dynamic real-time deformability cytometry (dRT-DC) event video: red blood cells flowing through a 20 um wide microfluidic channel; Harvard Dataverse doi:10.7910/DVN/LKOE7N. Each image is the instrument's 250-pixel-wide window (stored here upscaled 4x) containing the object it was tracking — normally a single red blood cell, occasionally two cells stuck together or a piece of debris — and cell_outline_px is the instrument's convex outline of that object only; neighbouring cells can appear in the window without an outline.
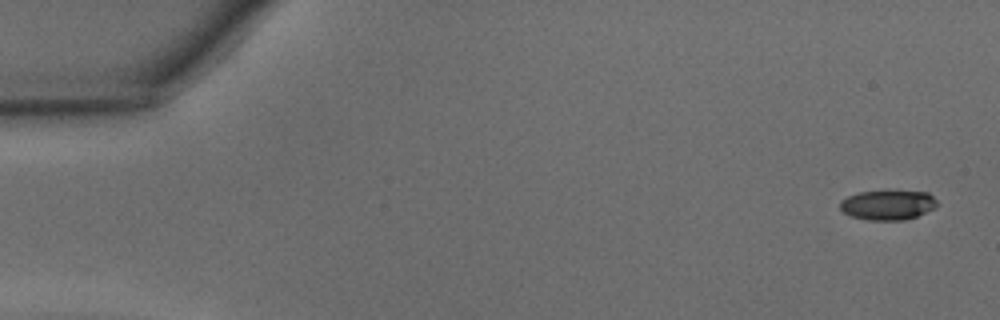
{"species": "common noctule bat (a hibernating species)", "species_latin": "Nyctalus noctula", "temperature_condition": "warm", "stored_images_in_passage": 46, "camera_frame_rate_fps": 3000, "um_per_image_px": 0.085, "animal": {"sex": "male", "body_mass_g": 15.6}, "frame": {"image": 1, "passage_image": 1, "time_ms": 0.0, "image_size_px": [1000, 320], "cell_outline_px": [[936, 204], [932, 208], [916, 216], [904, 220], [868, 220], [852, 216], [844, 212], [840, 208], [840, 200], [848, 196], [860, 192], [928, 192], [936, 200]], "centroid_in_image_um": [75.42, 17.43], "position_along_channel_um": 9.6, "area_um2": 16.3}}
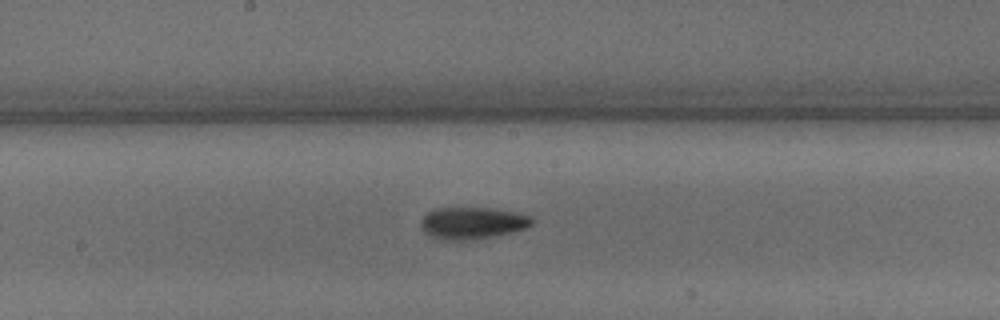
{"frame": {"image": 2, "passage_image": 24, "time_ms": 7.667, "image_size_px": [1000, 320], "cell_outline_px": [[532, 224], [528, 228], [512, 232], [492, 236], [464, 240], [440, 240], [424, 232], [420, 224], [420, 220], [428, 212], [436, 208], [488, 208], [512, 212], [528, 216], [532, 220]], "centroid_in_image_um": [40.1, 18.96], "position_along_channel_um": 208.1, "area_um2": 20.35}}
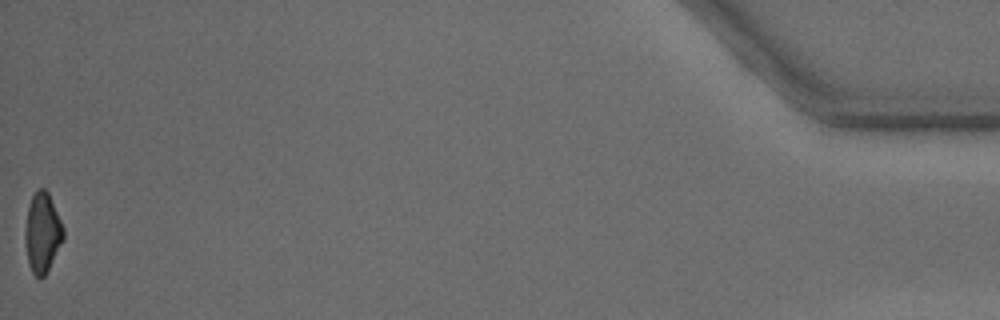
{"frame": {"image": 3, "passage_image": 46, "time_ms": 15.0, "image_size_px": [1000, 320], "cell_outline_px": [[64, 240], [44, 276], [36, 276], [32, 272], [28, 264], [24, 236], [24, 232], [28, 208], [32, 196], [40, 188], [44, 188], [48, 192], [64, 228]], "centroid_in_image_um": [3.6, 19.78], "position_along_channel_um": 431.6, "area_um2": 17.63}, "authors_computed_cell_mechanics": {"area_um2": 18.6694, "velocity_mm_per_s": 4.3622, "shape_relaxation_time_tau1_ms": 4.2864, "shape_relaxation_time_tau2_ms": 6.5205, "deformation_change_tau1": 0.1785, "deformation_change_tau2": 0.1616}}